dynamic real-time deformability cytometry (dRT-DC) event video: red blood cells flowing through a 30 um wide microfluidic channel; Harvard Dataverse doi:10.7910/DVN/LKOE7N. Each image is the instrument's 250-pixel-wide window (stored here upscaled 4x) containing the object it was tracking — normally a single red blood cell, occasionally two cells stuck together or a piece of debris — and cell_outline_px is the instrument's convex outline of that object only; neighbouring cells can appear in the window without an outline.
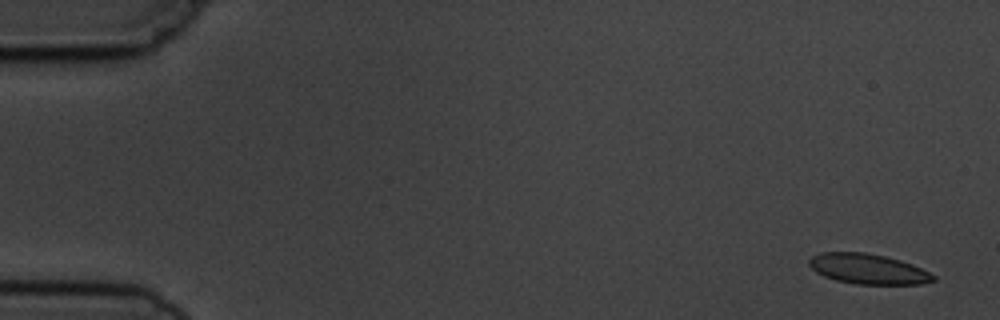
{"species": "common noctule bat (a hibernating species)", "species_latin": "Nyctalus noctula", "temperature_condition": "cold", "stored_images_in_passage": 5, "camera_frame_rate_fps": 3000, "um_per_image_px": 0.085, "animal": {"sex": "male", "body_mass_g": 19.5, "forearm_length_mm": 54.6}, "frame": {"image": 1, "passage_image": 1, "time_ms": 0.0, "image_size_px": [1000, 320], "cell_outline_px": [[936, 280], [920, 284], [856, 284], [836, 280], [824, 276], [816, 272], [808, 264], [808, 260], [812, 256], [820, 252], [864, 252], [884, 256], [900, 260], [912, 264], [936, 276]], "centroid_in_image_um": [73.76, 22.86], "position_along_channel_um": 11.2, "area_um2": 21.79}}
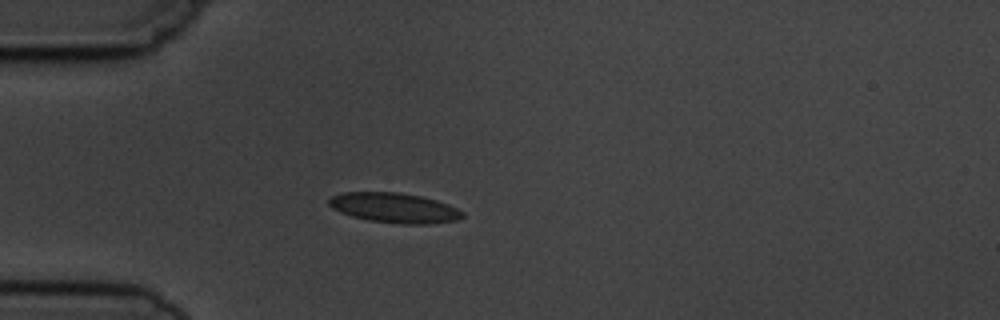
{"frame": {"image": 2, "passage_image": 5, "time_ms": 4.333, "image_size_px": [1000, 320], "cell_outline_px": [[464, 216], [456, 220], [428, 224], [400, 224], [368, 220], [352, 216], [340, 212], [332, 208], [328, 204], [328, 196], [344, 192], [400, 192], [420, 196], [436, 200], [448, 204], [464, 212]], "centroid_in_image_um": [33.48, 17.66], "position_along_channel_um": 51.5, "area_um2": 23.41}}